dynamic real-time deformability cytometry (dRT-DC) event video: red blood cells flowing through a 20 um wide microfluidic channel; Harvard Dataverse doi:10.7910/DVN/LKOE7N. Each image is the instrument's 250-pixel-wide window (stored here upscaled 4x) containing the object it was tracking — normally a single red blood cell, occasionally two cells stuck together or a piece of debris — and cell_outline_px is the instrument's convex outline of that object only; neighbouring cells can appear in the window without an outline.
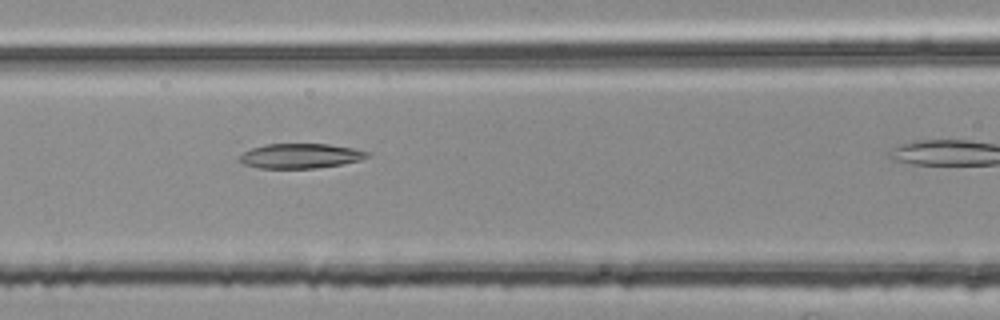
{"species": "common noctule bat (a hibernating species)", "species_latin": "Nyctalus noctula", "temperature_condition": "room temperature", "stored_images_in_passage": 14, "camera_frame_rate_fps": 3000, "um_per_image_px": 0.085, "animal": {"sex": "female", "body_mass_g": 25.1}, "frame": {"image": 1, "passage_image": 10, "time_ms": 3.0, "image_size_px": [1000, 320], "cell_outline_px": [[372, 156], [360, 160], [340, 164], [316, 168], [256, 168], [244, 164], [236, 160], [236, 156], [252, 148], [264, 144], [328, 144], [352, 148], [372, 152]], "centroid_in_image_um": [25.51, 13.25], "position_along_channel_um": 141.1, "area_um2": 18.67}}